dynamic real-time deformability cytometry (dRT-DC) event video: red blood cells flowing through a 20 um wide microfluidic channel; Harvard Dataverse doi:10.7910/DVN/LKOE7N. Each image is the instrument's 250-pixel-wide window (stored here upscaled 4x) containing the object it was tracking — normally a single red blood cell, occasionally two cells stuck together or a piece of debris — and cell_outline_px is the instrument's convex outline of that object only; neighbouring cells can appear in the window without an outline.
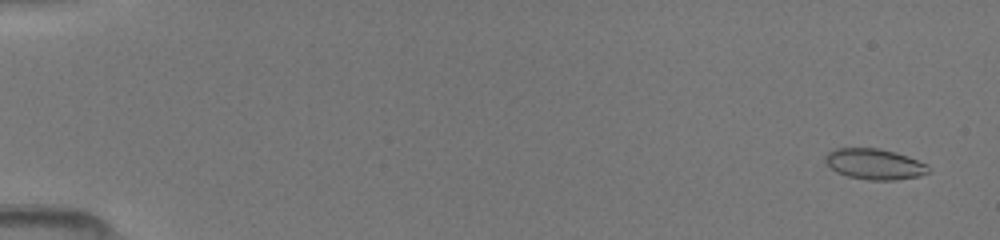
{"species": "common noctule bat (a hibernating species)", "species_latin": "Nyctalus noctula", "temperature_condition": "room temperature", "stored_images_in_passage": 50, "camera_frame_rate_fps": 3000, "um_per_image_px": 0.085, "animal": {"sex": "female", "body_mass_g": 19.5, "forearm_length_mm": 54.1}, "frame": {"image": 1, "passage_image": 3, "time_ms": 0.667, "image_size_px": [1000, 240], "cell_outline_px": [[932, 172], [920, 176], [896, 180], [868, 180], [848, 176], [836, 172], [824, 160], [824, 156], [828, 152], [836, 148], [880, 148], [896, 152], [908, 156], [928, 164], [932, 168]], "centroid_in_image_um": [74.4, 13.95], "position_along_channel_um": 10.6, "area_um2": 18.79}}
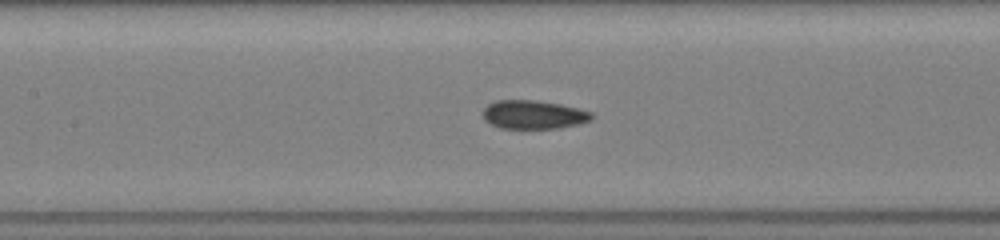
{"frame": {"image": 2, "passage_image": 25, "time_ms": 8.0, "image_size_px": [1000, 240], "cell_outline_px": [[592, 120], [580, 124], [560, 128], [500, 128], [484, 120], [484, 108], [488, 104], [496, 100], [536, 100], [560, 104], [580, 108], [592, 112]], "centroid_in_image_um": [45.38, 9.74], "position_along_channel_um": 162.0, "area_um2": 18.21}}
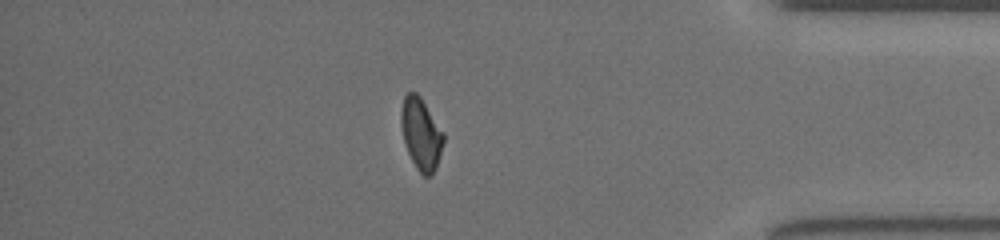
{"frame": {"image": 3, "passage_image": 44, "time_ms": 14.333, "image_size_px": [1000, 240], "cell_outline_px": [[444, 140], [436, 168], [432, 176], [424, 176], [416, 168], [408, 152], [404, 140], [400, 124], [400, 112], [404, 96], [408, 92], [416, 92], [420, 96], [444, 132]], "centroid_in_image_um": [35.79, 11.37], "position_along_channel_um": 399.4, "area_um2": 17.74}}